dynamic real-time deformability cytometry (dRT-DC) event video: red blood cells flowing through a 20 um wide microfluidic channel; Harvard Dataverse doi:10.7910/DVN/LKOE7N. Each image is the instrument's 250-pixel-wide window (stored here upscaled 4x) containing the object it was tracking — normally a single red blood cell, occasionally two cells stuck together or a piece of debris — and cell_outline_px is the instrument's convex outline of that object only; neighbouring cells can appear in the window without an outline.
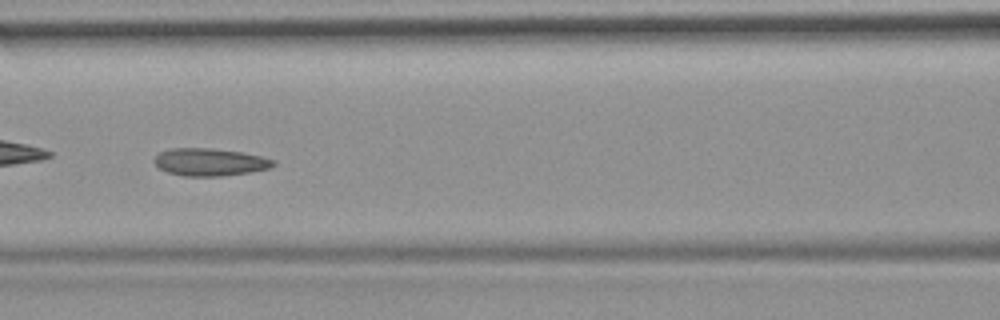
{"species": "common noctule bat (a hibernating species)", "species_latin": "Nyctalus noctula", "temperature_condition": "room temperature", "stored_images_in_passage": 54, "camera_frame_rate_fps": 3000, "um_per_image_px": 0.085, "animal": {"sex": "female", "body_mass_g": 19.9}, "frame": {"image": 1, "passage_image": 24, "time_ms": 7.667, "image_size_px": [1000, 320], "cell_outline_px": [[276, 164], [268, 168], [248, 172], [220, 176], [184, 176], [168, 172], [160, 168], [152, 160], [160, 152], [172, 148], [212, 148], [240, 152], [260, 156], [276, 160]], "centroid_in_image_um": [17.82, 13.77], "position_along_channel_um": 148.8, "area_um2": 18.9}, "authors_computed_cell_mechanics": {"area_um2": 19.363, "velocity_mm_per_s": 3.7408, "shape_relaxation_time_tau1_ms": null, "shape_relaxation_time_tau2_ms": 3.0783, "deformation_change_tau1": null, "deformation_change_tau2": 0.0934}}